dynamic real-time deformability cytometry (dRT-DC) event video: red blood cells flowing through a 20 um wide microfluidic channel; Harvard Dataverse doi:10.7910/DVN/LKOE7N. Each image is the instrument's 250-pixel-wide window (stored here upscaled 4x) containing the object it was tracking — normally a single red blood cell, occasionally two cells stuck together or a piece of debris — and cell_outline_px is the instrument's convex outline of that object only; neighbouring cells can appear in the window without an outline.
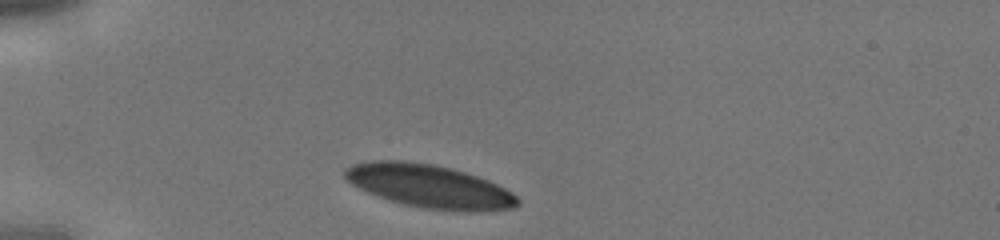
{"species": "human", "species_latin": "Homo sapiens", "temperature_condition": "cold", "stored_images_in_passage": 6, "camera_frame_rate_fps": 3000, "um_per_image_px": 0.085, "donor": {"sex": "male"}, "frame": {"image": 1, "passage_image": 1, "time_ms": 0.0, "image_size_px": [1000, 240], "cell_outline_px": [[520, 204], [512, 208], [424, 208], [404, 204], [368, 192], [352, 184], [344, 176], [344, 168], [352, 164], [368, 160], [404, 160], [432, 164], [452, 168], [488, 180], [512, 192], [520, 200]], "centroid_in_image_um": [36.39, 15.75], "position_along_channel_um": 48.6, "area_um2": 42.02}}
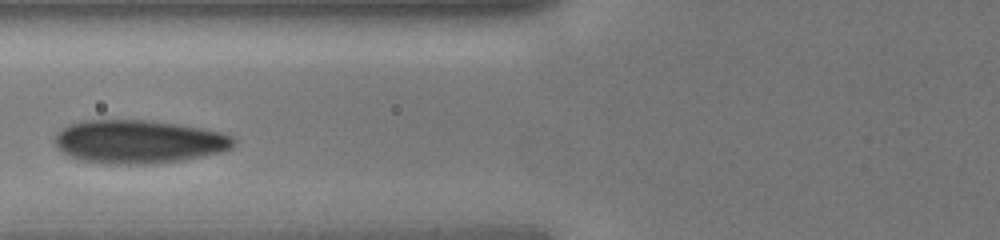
{"frame": {"image": 2, "passage_image": 4, "time_ms": 1.0, "image_size_px": [1000, 240], "cell_outline_px": [[236, 144], [232, 148], [220, 152], [180, 160], [152, 164], [108, 164], [80, 160], [68, 156], [56, 148], [52, 140], [56, 132], [60, 128], [68, 124], [80, 120], [152, 120], [180, 124], [204, 128], [224, 132], [232, 136], [236, 140]], "centroid_in_image_um": [11.74, 12.03], "position_along_channel_um": 114.1, "area_um2": 46.01}}
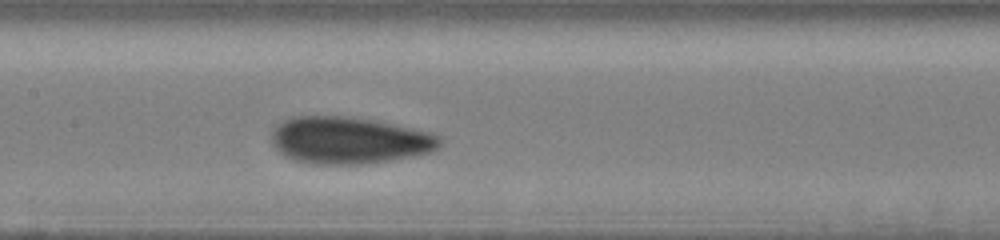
{"frame": {"image": 3, "passage_image": 6, "time_ms": 1.667, "image_size_px": [1000, 240], "cell_outline_px": [[444, 140], [440, 148], [432, 152], [388, 160], [364, 164], [316, 164], [296, 160], [284, 156], [272, 144], [272, 128], [276, 124], [292, 116], [352, 116], [376, 120], [412, 128], [428, 132], [440, 136]], "centroid_in_image_um": [29.68, 11.91], "position_along_channel_um": 177.7, "area_um2": 46.36}}